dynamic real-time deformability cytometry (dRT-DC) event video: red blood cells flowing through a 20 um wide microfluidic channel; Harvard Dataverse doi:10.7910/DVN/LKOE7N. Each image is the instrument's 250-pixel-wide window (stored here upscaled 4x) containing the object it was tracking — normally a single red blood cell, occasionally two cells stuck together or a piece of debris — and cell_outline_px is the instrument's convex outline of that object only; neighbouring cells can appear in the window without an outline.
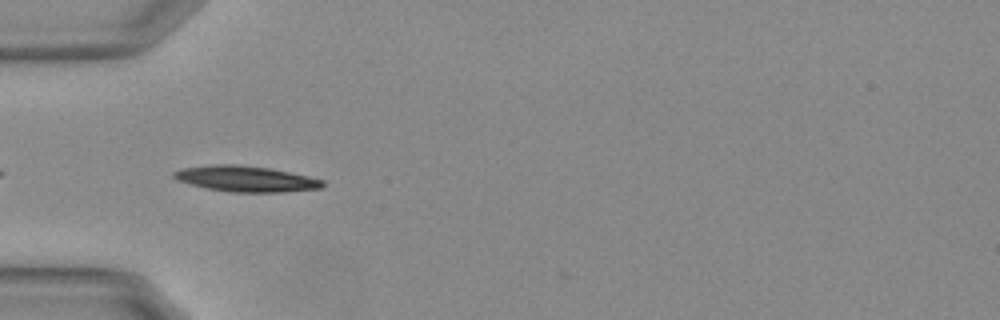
{"species": "Egyptian fruit bat (a non-hibernating species)", "species_latin": "Rousettus aegyptiacus", "temperature_condition": "warm", "stored_images_in_passage": 16, "camera_frame_rate_fps": 3000, "um_per_image_px": 0.085, "animal": {"sex": "female"}, "frame": {"image": 1, "passage_image": 3, "time_ms": 0.667, "image_size_px": [1000, 320], "cell_outline_px": [[324, 184], [320, 188], [276, 192], [232, 192], [208, 188], [176, 180], [172, 176], [172, 172], [180, 168], [212, 164], [236, 164], [268, 168], [308, 176], [324, 180]], "centroid_in_image_um": [20.84, 15.18], "position_along_channel_um": 64.2, "area_um2": 22.14}}
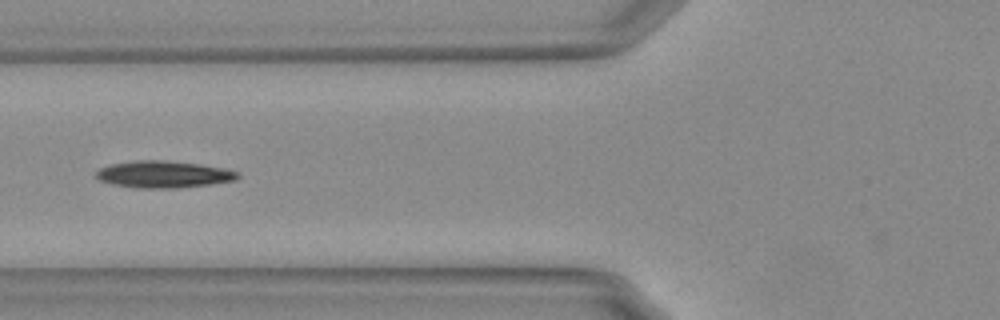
{"frame": {"image": 2, "passage_image": 7, "time_ms": 2.0, "image_size_px": [1000, 320], "cell_outline_px": [[240, 176], [236, 180], [212, 184], [180, 188], [136, 188], [116, 184], [100, 180], [96, 176], [96, 172], [100, 168], [112, 164], [136, 160], [164, 160], [196, 164], [224, 168], [240, 172]], "centroid_in_image_um": [13.95, 14.82], "position_along_channel_um": 111.8, "area_um2": 22.08}}